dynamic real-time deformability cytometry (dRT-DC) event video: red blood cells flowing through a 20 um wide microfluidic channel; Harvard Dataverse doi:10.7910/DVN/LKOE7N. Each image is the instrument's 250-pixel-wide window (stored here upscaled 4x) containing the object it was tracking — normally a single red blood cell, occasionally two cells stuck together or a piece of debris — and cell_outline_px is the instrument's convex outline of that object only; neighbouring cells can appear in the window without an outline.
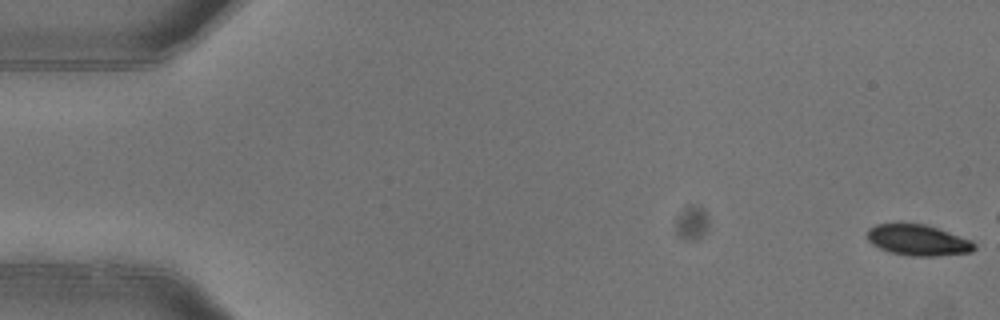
{"species": "common noctule bat (a hibernating species)", "species_latin": "Nyctalus noctula", "temperature_condition": "warm", "stored_images_in_passage": 4, "camera_frame_rate_fps": 3000, "um_per_image_px": 0.085, "animal": {"sex": "female"}, "frame": {"image": 1, "passage_image": 1, "time_ms": 0.0, "image_size_px": [1000, 320], "cell_outline_px": [[976, 248], [972, 252], [936, 256], [912, 256], [888, 252], [872, 244], [868, 240], [868, 228], [876, 224], [924, 224], [972, 240], [976, 244]], "centroid_in_image_um": [78.04, 20.42], "position_along_channel_um": 7.0, "area_um2": 19.19}}